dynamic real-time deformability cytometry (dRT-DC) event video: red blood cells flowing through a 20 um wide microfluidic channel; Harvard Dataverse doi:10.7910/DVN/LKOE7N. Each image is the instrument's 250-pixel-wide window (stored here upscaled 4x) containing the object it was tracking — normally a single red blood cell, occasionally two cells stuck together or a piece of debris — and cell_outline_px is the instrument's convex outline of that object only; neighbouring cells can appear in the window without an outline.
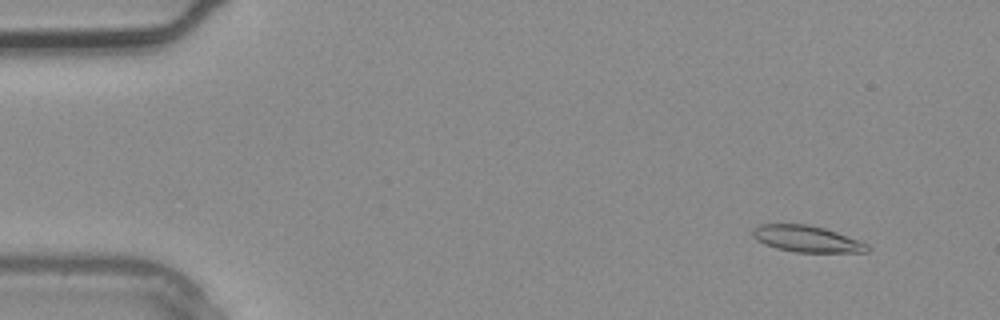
{"species": "common noctule bat (a hibernating species)", "species_latin": "Nyctalus noctula", "temperature_condition": "warm", "stored_images_in_passage": 4, "camera_frame_rate_fps": 3000, "um_per_image_px": 0.085, "animal": {"sex": "male", "body_mass_g": 20.4}, "frame": {"image": 1, "passage_image": 1, "time_ms": 0.0, "image_size_px": [1000, 320], "cell_outline_px": [[868, 252], [796, 252], [776, 248], [764, 244], [756, 240], [752, 236], [752, 228], [760, 224], [808, 224], [824, 228], [836, 232], [868, 244]], "centroid_in_image_um": [68.52, 20.3], "position_along_channel_um": 16.5, "area_um2": 17.57}}